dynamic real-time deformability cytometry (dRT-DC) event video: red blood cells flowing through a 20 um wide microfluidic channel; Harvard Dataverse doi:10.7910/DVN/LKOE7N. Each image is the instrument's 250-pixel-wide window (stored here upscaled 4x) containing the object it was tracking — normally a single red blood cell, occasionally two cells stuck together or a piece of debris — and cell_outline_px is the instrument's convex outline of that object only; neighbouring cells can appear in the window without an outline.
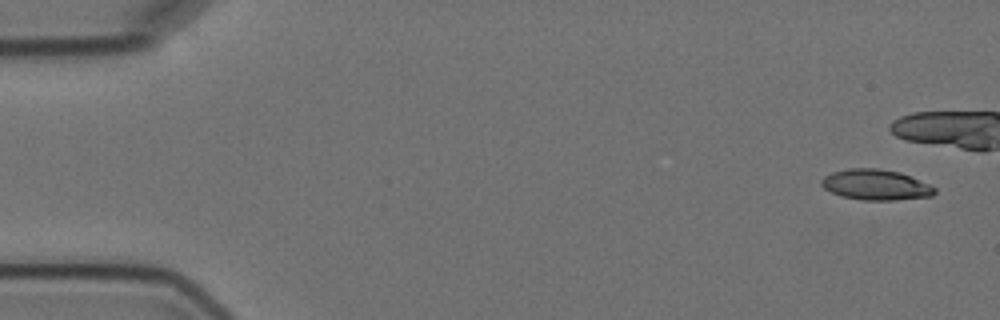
{"species": "Egyptian fruit bat (a non-hibernating species)", "species_latin": "Rousettus aegyptiacus", "temperature_condition": "cold", "stored_images_in_passage": 6, "camera_frame_rate_fps": 3000, "um_per_image_px": 0.085, "animal": {"sex": "female"}, "frame": {"image": 1, "passage_image": 1, "time_ms": 0.0, "image_size_px": [1000, 320], "cell_outline_px": [[936, 192], [932, 196], [896, 200], [860, 200], [840, 196], [824, 188], [820, 184], [820, 180], [824, 176], [832, 172], [848, 168], [880, 168], [900, 172], [928, 184], [936, 188]], "centroid_in_image_um": [74.41, 15.7], "position_along_channel_um": 10.6, "area_um2": 20.29}}